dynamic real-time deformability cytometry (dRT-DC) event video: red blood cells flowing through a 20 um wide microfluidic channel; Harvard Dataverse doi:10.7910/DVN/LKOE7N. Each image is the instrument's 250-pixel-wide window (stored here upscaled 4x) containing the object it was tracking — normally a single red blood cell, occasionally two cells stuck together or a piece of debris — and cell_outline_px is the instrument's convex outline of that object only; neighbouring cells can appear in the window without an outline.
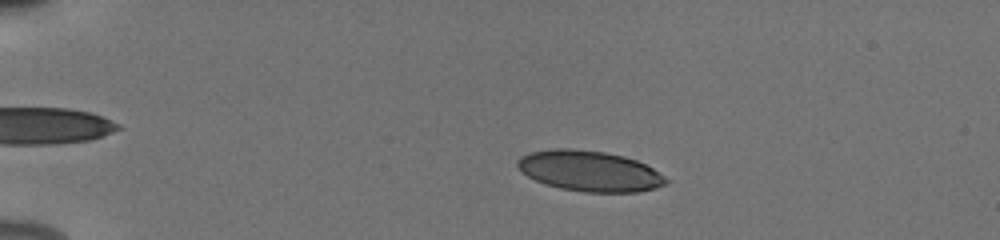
{"species": "human", "species_latin": "Homo sapiens", "temperature_condition": "cold", "stored_images_in_passage": 53, "camera_frame_rate_fps": 3000, "um_per_image_px": 0.085, "donor": {"sex": "male"}, "frame": {"image": 1, "passage_image": 11, "time_ms": 3.333, "image_size_px": [1000, 240], "cell_outline_px": [[668, 184], [656, 188], [636, 192], [584, 192], [560, 188], [536, 180], [528, 176], [516, 164], [516, 160], [520, 156], [528, 152], [552, 148], [568, 148], [604, 152], [624, 156], [636, 160], [652, 168], [664, 176], [668, 180]], "centroid_in_image_um": [50.11, 14.53], "position_along_channel_um": 34.9, "area_um2": 35.03}}
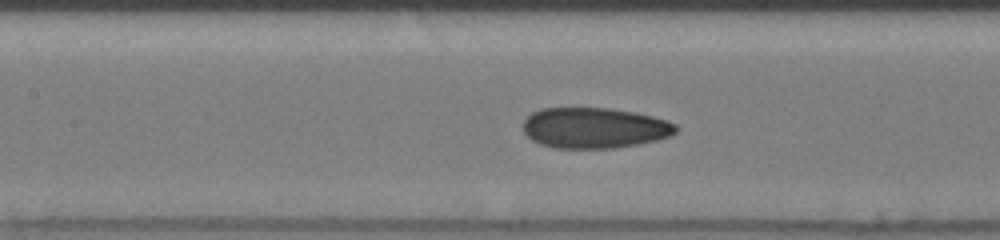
{"frame": {"image": 2, "passage_image": 26, "time_ms": 8.333, "image_size_px": [1000, 240], "cell_outline_px": [[680, 128], [672, 136], [640, 144], [612, 148], [552, 148], [540, 144], [532, 140], [524, 132], [524, 120], [532, 112], [540, 108], [608, 108], [636, 112], [668, 120], [676, 124]], "centroid_in_image_um": [50.56, 10.87], "position_along_channel_um": 156.8, "area_um2": 36.53}}
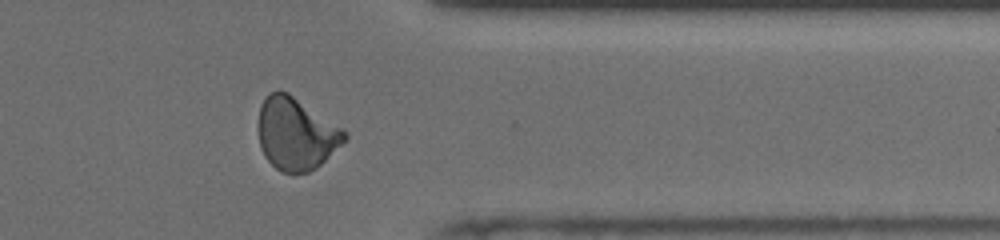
{"frame": {"image": 3, "passage_image": 44, "time_ms": 14.333, "image_size_px": [1000, 240], "cell_outline_px": [[348, 136], [316, 168], [308, 172], [284, 172], [276, 168], [264, 156], [260, 148], [256, 128], [256, 124], [260, 104], [272, 92], [288, 92], [344, 128], [348, 132]], "centroid_in_image_um": [25.13, 11.35], "position_along_channel_um": 386.3, "area_um2": 36.36}, "authors_computed_cell_mechanics": {"area_um2": 35.0268, "velocity_mm_per_s": 3.9052, "shape_relaxation_time_tau1_ms": null, "shape_relaxation_time_tau2_ms": 1.1993, "deformation_change_tau1": null, "deformation_change_tau2": 0.068}}